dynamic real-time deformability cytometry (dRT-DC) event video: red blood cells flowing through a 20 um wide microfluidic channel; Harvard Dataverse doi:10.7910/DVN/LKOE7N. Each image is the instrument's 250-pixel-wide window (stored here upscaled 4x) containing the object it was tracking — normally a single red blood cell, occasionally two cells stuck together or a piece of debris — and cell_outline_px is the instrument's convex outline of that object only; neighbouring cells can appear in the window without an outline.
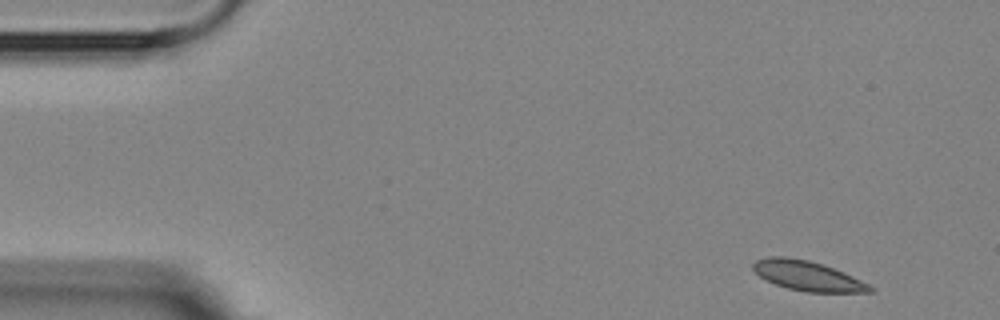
{"species": "Egyptian fruit bat (a non-hibernating species)", "species_latin": "Rousettus aegyptiacus", "temperature_condition": "room temperature", "stored_images_in_passage": 5, "camera_frame_rate_fps": 3000, "um_per_image_px": 0.085, "animal": {"sex": "female"}, "frame": {"image": 1, "passage_image": 1, "time_ms": 0.0, "image_size_px": [1000, 320], "cell_outline_px": [[876, 292], [808, 292], [788, 288], [776, 284], [760, 276], [752, 268], [752, 264], [756, 260], [768, 256], [784, 256], [808, 260], [824, 264], [844, 272], [876, 288]], "centroid_in_image_um": [68.67, 23.44], "position_along_channel_um": 16.3, "area_um2": 20.23}}
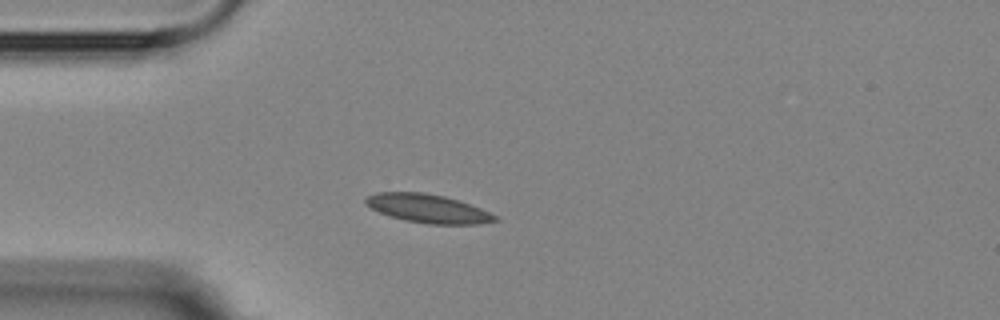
{"frame": {"image": 2, "passage_image": 4, "time_ms": 3.333, "image_size_px": [1000, 320], "cell_outline_px": [[500, 220], [480, 224], [428, 224], [404, 220], [380, 212], [364, 204], [364, 200], [368, 196], [376, 192], [424, 192], [444, 196], [460, 200], [500, 216]], "centroid_in_image_um": [36.43, 17.72], "position_along_channel_um": 48.6, "area_um2": 21.68}}